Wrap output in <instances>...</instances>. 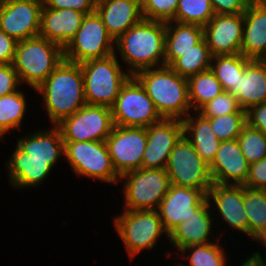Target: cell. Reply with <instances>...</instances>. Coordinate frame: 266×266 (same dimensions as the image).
I'll list each match as a JSON object with an SVG mask.
<instances>
[{
    "mask_svg": "<svg viewBox=\"0 0 266 266\" xmlns=\"http://www.w3.org/2000/svg\"><path fill=\"white\" fill-rule=\"evenodd\" d=\"M238 101L241 109L266 102V61L252 59L240 76L237 88L230 91Z\"/></svg>",
    "mask_w": 266,
    "mask_h": 266,
    "instance_id": "obj_24",
    "label": "cell"
},
{
    "mask_svg": "<svg viewBox=\"0 0 266 266\" xmlns=\"http://www.w3.org/2000/svg\"><path fill=\"white\" fill-rule=\"evenodd\" d=\"M43 0H0V29L17 41L39 35Z\"/></svg>",
    "mask_w": 266,
    "mask_h": 266,
    "instance_id": "obj_14",
    "label": "cell"
},
{
    "mask_svg": "<svg viewBox=\"0 0 266 266\" xmlns=\"http://www.w3.org/2000/svg\"><path fill=\"white\" fill-rule=\"evenodd\" d=\"M147 145L141 168L165 169L170 153L183 136L179 119H162L146 128Z\"/></svg>",
    "mask_w": 266,
    "mask_h": 266,
    "instance_id": "obj_15",
    "label": "cell"
},
{
    "mask_svg": "<svg viewBox=\"0 0 266 266\" xmlns=\"http://www.w3.org/2000/svg\"><path fill=\"white\" fill-rule=\"evenodd\" d=\"M165 170L175 186L203 190L207 194L213 185L209 164L184 135L170 153Z\"/></svg>",
    "mask_w": 266,
    "mask_h": 266,
    "instance_id": "obj_10",
    "label": "cell"
},
{
    "mask_svg": "<svg viewBox=\"0 0 266 266\" xmlns=\"http://www.w3.org/2000/svg\"><path fill=\"white\" fill-rule=\"evenodd\" d=\"M215 14H239L247 10L251 0H210Z\"/></svg>",
    "mask_w": 266,
    "mask_h": 266,
    "instance_id": "obj_43",
    "label": "cell"
},
{
    "mask_svg": "<svg viewBox=\"0 0 266 266\" xmlns=\"http://www.w3.org/2000/svg\"><path fill=\"white\" fill-rule=\"evenodd\" d=\"M250 164L242 154L237 139L221 141L214 160L209 164L215 184L244 185Z\"/></svg>",
    "mask_w": 266,
    "mask_h": 266,
    "instance_id": "obj_18",
    "label": "cell"
},
{
    "mask_svg": "<svg viewBox=\"0 0 266 266\" xmlns=\"http://www.w3.org/2000/svg\"><path fill=\"white\" fill-rule=\"evenodd\" d=\"M113 219L116 232L130 260L142 250H151L164 235L168 239L157 210H123Z\"/></svg>",
    "mask_w": 266,
    "mask_h": 266,
    "instance_id": "obj_6",
    "label": "cell"
},
{
    "mask_svg": "<svg viewBox=\"0 0 266 266\" xmlns=\"http://www.w3.org/2000/svg\"><path fill=\"white\" fill-rule=\"evenodd\" d=\"M30 159L60 160L64 154V141L60 129L53 125L50 130H36L33 134L20 137L16 144Z\"/></svg>",
    "mask_w": 266,
    "mask_h": 266,
    "instance_id": "obj_26",
    "label": "cell"
},
{
    "mask_svg": "<svg viewBox=\"0 0 266 266\" xmlns=\"http://www.w3.org/2000/svg\"><path fill=\"white\" fill-rule=\"evenodd\" d=\"M20 84L13 64H0V97L18 91Z\"/></svg>",
    "mask_w": 266,
    "mask_h": 266,
    "instance_id": "obj_41",
    "label": "cell"
},
{
    "mask_svg": "<svg viewBox=\"0 0 266 266\" xmlns=\"http://www.w3.org/2000/svg\"><path fill=\"white\" fill-rule=\"evenodd\" d=\"M85 15L73 9L42 7L39 36L64 48L77 33Z\"/></svg>",
    "mask_w": 266,
    "mask_h": 266,
    "instance_id": "obj_23",
    "label": "cell"
},
{
    "mask_svg": "<svg viewBox=\"0 0 266 266\" xmlns=\"http://www.w3.org/2000/svg\"><path fill=\"white\" fill-rule=\"evenodd\" d=\"M188 91L191 109L193 108L195 113L224 90L214 73L209 69L188 78Z\"/></svg>",
    "mask_w": 266,
    "mask_h": 266,
    "instance_id": "obj_31",
    "label": "cell"
},
{
    "mask_svg": "<svg viewBox=\"0 0 266 266\" xmlns=\"http://www.w3.org/2000/svg\"><path fill=\"white\" fill-rule=\"evenodd\" d=\"M116 53L80 63L86 104L111 108L121 86L131 76L123 71Z\"/></svg>",
    "mask_w": 266,
    "mask_h": 266,
    "instance_id": "obj_5",
    "label": "cell"
},
{
    "mask_svg": "<svg viewBox=\"0 0 266 266\" xmlns=\"http://www.w3.org/2000/svg\"><path fill=\"white\" fill-rule=\"evenodd\" d=\"M95 10L114 40L144 19L141 0H96Z\"/></svg>",
    "mask_w": 266,
    "mask_h": 266,
    "instance_id": "obj_21",
    "label": "cell"
},
{
    "mask_svg": "<svg viewBox=\"0 0 266 266\" xmlns=\"http://www.w3.org/2000/svg\"><path fill=\"white\" fill-rule=\"evenodd\" d=\"M63 50L64 60L78 64L117 52L115 40L108 33L96 10L85 15L77 33Z\"/></svg>",
    "mask_w": 266,
    "mask_h": 266,
    "instance_id": "obj_9",
    "label": "cell"
},
{
    "mask_svg": "<svg viewBox=\"0 0 266 266\" xmlns=\"http://www.w3.org/2000/svg\"><path fill=\"white\" fill-rule=\"evenodd\" d=\"M242 154L249 164L266 157V134L248 124L244 126L237 138Z\"/></svg>",
    "mask_w": 266,
    "mask_h": 266,
    "instance_id": "obj_36",
    "label": "cell"
},
{
    "mask_svg": "<svg viewBox=\"0 0 266 266\" xmlns=\"http://www.w3.org/2000/svg\"><path fill=\"white\" fill-rule=\"evenodd\" d=\"M258 242L266 243V234L262 238L258 239Z\"/></svg>",
    "mask_w": 266,
    "mask_h": 266,
    "instance_id": "obj_48",
    "label": "cell"
},
{
    "mask_svg": "<svg viewBox=\"0 0 266 266\" xmlns=\"http://www.w3.org/2000/svg\"><path fill=\"white\" fill-rule=\"evenodd\" d=\"M241 54L249 59L266 58V7L250 3L243 13Z\"/></svg>",
    "mask_w": 266,
    "mask_h": 266,
    "instance_id": "obj_25",
    "label": "cell"
},
{
    "mask_svg": "<svg viewBox=\"0 0 266 266\" xmlns=\"http://www.w3.org/2000/svg\"><path fill=\"white\" fill-rule=\"evenodd\" d=\"M56 126L64 142L105 141L114 122L111 108L85 104Z\"/></svg>",
    "mask_w": 266,
    "mask_h": 266,
    "instance_id": "obj_12",
    "label": "cell"
},
{
    "mask_svg": "<svg viewBox=\"0 0 266 266\" xmlns=\"http://www.w3.org/2000/svg\"><path fill=\"white\" fill-rule=\"evenodd\" d=\"M134 77L144 87L162 118L183 120L191 112L188 79L170 66L144 69Z\"/></svg>",
    "mask_w": 266,
    "mask_h": 266,
    "instance_id": "obj_3",
    "label": "cell"
},
{
    "mask_svg": "<svg viewBox=\"0 0 266 266\" xmlns=\"http://www.w3.org/2000/svg\"><path fill=\"white\" fill-rule=\"evenodd\" d=\"M165 34L166 22L143 19L115 40V49L131 76L165 65Z\"/></svg>",
    "mask_w": 266,
    "mask_h": 266,
    "instance_id": "obj_1",
    "label": "cell"
},
{
    "mask_svg": "<svg viewBox=\"0 0 266 266\" xmlns=\"http://www.w3.org/2000/svg\"><path fill=\"white\" fill-rule=\"evenodd\" d=\"M17 40L0 29V64H12L15 57Z\"/></svg>",
    "mask_w": 266,
    "mask_h": 266,
    "instance_id": "obj_45",
    "label": "cell"
},
{
    "mask_svg": "<svg viewBox=\"0 0 266 266\" xmlns=\"http://www.w3.org/2000/svg\"><path fill=\"white\" fill-rule=\"evenodd\" d=\"M252 254V257L248 256L246 260H243V263L242 265L240 264V266H266V262L260 253L254 252Z\"/></svg>",
    "mask_w": 266,
    "mask_h": 266,
    "instance_id": "obj_46",
    "label": "cell"
},
{
    "mask_svg": "<svg viewBox=\"0 0 266 266\" xmlns=\"http://www.w3.org/2000/svg\"><path fill=\"white\" fill-rule=\"evenodd\" d=\"M207 200L210 204L214 202L213 209H218V214L227 226L248 235V219L243 207L244 185L213 183L207 193Z\"/></svg>",
    "mask_w": 266,
    "mask_h": 266,
    "instance_id": "obj_19",
    "label": "cell"
},
{
    "mask_svg": "<svg viewBox=\"0 0 266 266\" xmlns=\"http://www.w3.org/2000/svg\"><path fill=\"white\" fill-rule=\"evenodd\" d=\"M211 206L212 204L206 199L188 220L179 223L168 234V240L175 249L181 250L191 245L213 243L209 241L213 221H215V217L211 218L214 215Z\"/></svg>",
    "mask_w": 266,
    "mask_h": 266,
    "instance_id": "obj_20",
    "label": "cell"
},
{
    "mask_svg": "<svg viewBox=\"0 0 266 266\" xmlns=\"http://www.w3.org/2000/svg\"><path fill=\"white\" fill-rule=\"evenodd\" d=\"M123 182V210H157L171 182L165 169L140 168L120 176Z\"/></svg>",
    "mask_w": 266,
    "mask_h": 266,
    "instance_id": "obj_7",
    "label": "cell"
},
{
    "mask_svg": "<svg viewBox=\"0 0 266 266\" xmlns=\"http://www.w3.org/2000/svg\"><path fill=\"white\" fill-rule=\"evenodd\" d=\"M246 121L252 128L266 134V102L250 107L246 111Z\"/></svg>",
    "mask_w": 266,
    "mask_h": 266,
    "instance_id": "obj_44",
    "label": "cell"
},
{
    "mask_svg": "<svg viewBox=\"0 0 266 266\" xmlns=\"http://www.w3.org/2000/svg\"><path fill=\"white\" fill-rule=\"evenodd\" d=\"M244 186L266 189V157L250 164L249 175Z\"/></svg>",
    "mask_w": 266,
    "mask_h": 266,
    "instance_id": "obj_42",
    "label": "cell"
},
{
    "mask_svg": "<svg viewBox=\"0 0 266 266\" xmlns=\"http://www.w3.org/2000/svg\"><path fill=\"white\" fill-rule=\"evenodd\" d=\"M43 7L52 9H73L84 14L93 13L96 0H43Z\"/></svg>",
    "mask_w": 266,
    "mask_h": 266,
    "instance_id": "obj_40",
    "label": "cell"
},
{
    "mask_svg": "<svg viewBox=\"0 0 266 266\" xmlns=\"http://www.w3.org/2000/svg\"><path fill=\"white\" fill-rule=\"evenodd\" d=\"M111 112L114 125L124 127L147 128L163 119L144 87L134 76H130L121 86Z\"/></svg>",
    "mask_w": 266,
    "mask_h": 266,
    "instance_id": "obj_8",
    "label": "cell"
},
{
    "mask_svg": "<svg viewBox=\"0 0 266 266\" xmlns=\"http://www.w3.org/2000/svg\"><path fill=\"white\" fill-rule=\"evenodd\" d=\"M6 163L9 182L13 188H32L44 181L53 170L57 160L30 159L17 145Z\"/></svg>",
    "mask_w": 266,
    "mask_h": 266,
    "instance_id": "obj_22",
    "label": "cell"
},
{
    "mask_svg": "<svg viewBox=\"0 0 266 266\" xmlns=\"http://www.w3.org/2000/svg\"><path fill=\"white\" fill-rule=\"evenodd\" d=\"M208 119L220 142L237 139L247 124L246 113H230Z\"/></svg>",
    "mask_w": 266,
    "mask_h": 266,
    "instance_id": "obj_37",
    "label": "cell"
},
{
    "mask_svg": "<svg viewBox=\"0 0 266 266\" xmlns=\"http://www.w3.org/2000/svg\"><path fill=\"white\" fill-rule=\"evenodd\" d=\"M251 60L241 53L217 55L212 57L210 69L222 85L223 90L230 92L233 88H237L239 78Z\"/></svg>",
    "mask_w": 266,
    "mask_h": 266,
    "instance_id": "obj_30",
    "label": "cell"
},
{
    "mask_svg": "<svg viewBox=\"0 0 266 266\" xmlns=\"http://www.w3.org/2000/svg\"><path fill=\"white\" fill-rule=\"evenodd\" d=\"M207 199L203 190L172 185L162 199L157 212L169 234L179 223L188 220L192 213Z\"/></svg>",
    "mask_w": 266,
    "mask_h": 266,
    "instance_id": "obj_17",
    "label": "cell"
},
{
    "mask_svg": "<svg viewBox=\"0 0 266 266\" xmlns=\"http://www.w3.org/2000/svg\"><path fill=\"white\" fill-rule=\"evenodd\" d=\"M215 15L210 0H178L174 22L204 27Z\"/></svg>",
    "mask_w": 266,
    "mask_h": 266,
    "instance_id": "obj_35",
    "label": "cell"
},
{
    "mask_svg": "<svg viewBox=\"0 0 266 266\" xmlns=\"http://www.w3.org/2000/svg\"><path fill=\"white\" fill-rule=\"evenodd\" d=\"M243 207L248 219V235L256 241L266 234V189L244 186Z\"/></svg>",
    "mask_w": 266,
    "mask_h": 266,
    "instance_id": "obj_29",
    "label": "cell"
},
{
    "mask_svg": "<svg viewBox=\"0 0 266 266\" xmlns=\"http://www.w3.org/2000/svg\"><path fill=\"white\" fill-rule=\"evenodd\" d=\"M26 104L25 95L20 89L0 97V139H4L5 134L11 130L20 129L26 114Z\"/></svg>",
    "mask_w": 266,
    "mask_h": 266,
    "instance_id": "obj_33",
    "label": "cell"
},
{
    "mask_svg": "<svg viewBox=\"0 0 266 266\" xmlns=\"http://www.w3.org/2000/svg\"><path fill=\"white\" fill-rule=\"evenodd\" d=\"M203 38L204 29L200 25L166 22L165 66H170Z\"/></svg>",
    "mask_w": 266,
    "mask_h": 266,
    "instance_id": "obj_27",
    "label": "cell"
},
{
    "mask_svg": "<svg viewBox=\"0 0 266 266\" xmlns=\"http://www.w3.org/2000/svg\"><path fill=\"white\" fill-rule=\"evenodd\" d=\"M251 2L256 5L266 7V0H251Z\"/></svg>",
    "mask_w": 266,
    "mask_h": 266,
    "instance_id": "obj_47",
    "label": "cell"
},
{
    "mask_svg": "<svg viewBox=\"0 0 266 266\" xmlns=\"http://www.w3.org/2000/svg\"><path fill=\"white\" fill-rule=\"evenodd\" d=\"M219 242L207 243V244H197L185 247L179 252L182 253L185 259H188V266H226L227 254L225 249L221 247ZM189 252V255L183 253ZM191 252V253H190ZM180 266H186L179 262Z\"/></svg>",
    "mask_w": 266,
    "mask_h": 266,
    "instance_id": "obj_34",
    "label": "cell"
},
{
    "mask_svg": "<svg viewBox=\"0 0 266 266\" xmlns=\"http://www.w3.org/2000/svg\"><path fill=\"white\" fill-rule=\"evenodd\" d=\"M63 60V47L38 35L17 42L12 64L21 84L36 90Z\"/></svg>",
    "mask_w": 266,
    "mask_h": 266,
    "instance_id": "obj_4",
    "label": "cell"
},
{
    "mask_svg": "<svg viewBox=\"0 0 266 266\" xmlns=\"http://www.w3.org/2000/svg\"><path fill=\"white\" fill-rule=\"evenodd\" d=\"M64 156L72 171L80 177H91L117 184L115 171L105 141L64 142Z\"/></svg>",
    "mask_w": 266,
    "mask_h": 266,
    "instance_id": "obj_11",
    "label": "cell"
},
{
    "mask_svg": "<svg viewBox=\"0 0 266 266\" xmlns=\"http://www.w3.org/2000/svg\"><path fill=\"white\" fill-rule=\"evenodd\" d=\"M205 118L222 116L230 113H246L238 104L237 98L228 91H223L211 101L204 104L196 113Z\"/></svg>",
    "mask_w": 266,
    "mask_h": 266,
    "instance_id": "obj_38",
    "label": "cell"
},
{
    "mask_svg": "<svg viewBox=\"0 0 266 266\" xmlns=\"http://www.w3.org/2000/svg\"><path fill=\"white\" fill-rule=\"evenodd\" d=\"M243 26V13L215 14L203 27L212 56L240 54Z\"/></svg>",
    "mask_w": 266,
    "mask_h": 266,
    "instance_id": "obj_16",
    "label": "cell"
},
{
    "mask_svg": "<svg viewBox=\"0 0 266 266\" xmlns=\"http://www.w3.org/2000/svg\"><path fill=\"white\" fill-rule=\"evenodd\" d=\"M143 18L169 22L175 18L178 0H141Z\"/></svg>",
    "mask_w": 266,
    "mask_h": 266,
    "instance_id": "obj_39",
    "label": "cell"
},
{
    "mask_svg": "<svg viewBox=\"0 0 266 266\" xmlns=\"http://www.w3.org/2000/svg\"><path fill=\"white\" fill-rule=\"evenodd\" d=\"M36 91L43 96L51 126L58 125L86 104L81 65L63 60Z\"/></svg>",
    "mask_w": 266,
    "mask_h": 266,
    "instance_id": "obj_2",
    "label": "cell"
},
{
    "mask_svg": "<svg viewBox=\"0 0 266 266\" xmlns=\"http://www.w3.org/2000/svg\"><path fill=\"white\" fill-rule=\"evenodd\" d=\"M105 142L119 176L141 168L147 145L146 128L114 125Z\"/></svg>",
    "mask_w": 266,
    "mask_h": 266,
    "instance_id": "obj_13",
    "label": "cell"
},
{
    "mask_svg": "<svg viewBox=\"0 0 266 266\" xmlns=\"http://www.w3.org/2000/svg\"><path fill=\"white\" fill-rule=\"evenodd\" d=\"M183 135L193 145L199 156L210 164L215 157L220 141L213 133L210 120L200 113L192 117L190 113L182 120Z\"/></svg>",
    "mask_w": 266,
    "mask_h": 266,
    "instance_id": "obj_28",
    "label": "cell"
},
{
    "mask_svg": "<svg viewBox=\"0 0 266 266\" xmlns=\"http://www.w3.org/2000/svg\"><path fill=\"white\" fill-rule=\"evenodd\" d=\"M260 244H262V245H264V246L266 247V243H260ZM264 260H265V262H266V254H265V256H264Z\"/></svg>",
    "mask_w": 266,
    "mask_h": 266,
    "instance_id": "obj_49",
    "label": "cell"
},
{
    "mask_svg": "<svg viewBox=\"0 0 266 266\" xmlns=\"http://www.w3.org/2000/svg\"><path fill=\"white\" fill-rule=\"evenodd\" d=\"M212 57L207 42L203 38L192 49L183 53L181 57H178L170 67L180 76L188 79L193 75L209 70Z\"/></svg>",
    "mask_w": 266,
    "mask_h": 266,
    "instance_id": "obj_32",
    "label": "cell"
}]
</instances>
